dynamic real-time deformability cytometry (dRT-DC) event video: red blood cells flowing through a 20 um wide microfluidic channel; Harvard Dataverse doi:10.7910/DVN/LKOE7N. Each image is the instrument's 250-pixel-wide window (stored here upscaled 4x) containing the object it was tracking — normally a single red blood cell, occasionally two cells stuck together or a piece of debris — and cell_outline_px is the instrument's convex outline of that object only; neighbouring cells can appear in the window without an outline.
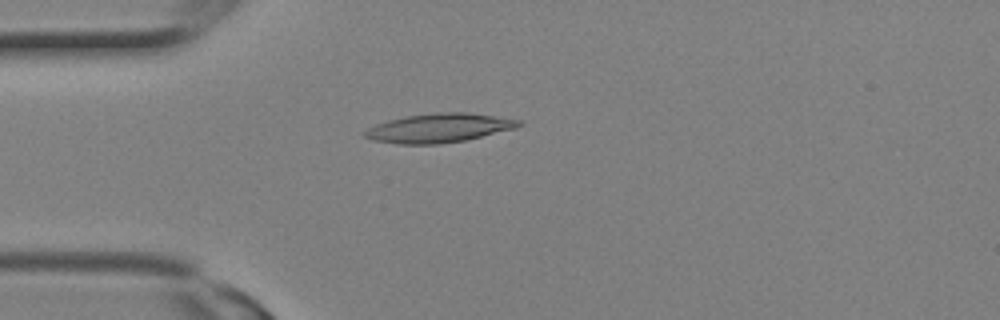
{"species": "Egyptian fruit bat (a non-hibernating species)", "species_latin": "Rousettus aegyptiacus", "temperature_condition": "room temperature", "stored_images_in_passage": 5, "camera_frame_rate_fps": 3000, "um_per_image_px": 0.085, "animal": {"sex": "female"}, "frame": {"image": 1, "passage_image": 1, "time_ms": 0.0, "image_size_px": [1000, 320], "cell_outline_px": [[524, 124], [516, 128], [464, 140], [440, 144], [396, 144], [372, 140], [364, 136], [360, 132], [376, 124], [388, 120], [408, 116], [436, 112], [468, 112], [520, 120]], "centroid_in_image_um": [37.27, 10.88], "position_along_channel_um": 47.7, "area_um2": 26.01}}
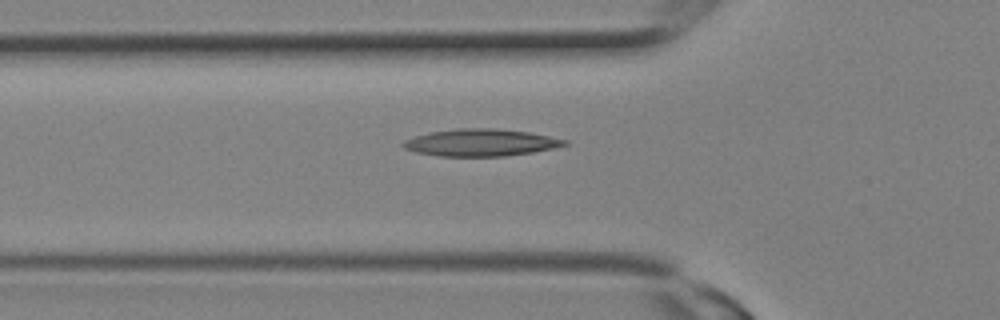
{"frame": {"image": 2, "passage_image": 3, "time_ms": 0.667, "image_size_px": [1000, 320], "cell_outline_px": [[568, 144], [552, 148], [532, 152], [504, 156], [440, 156], [416, 152], [404, 148], [400, 144], [404, 140], [428, 132], [456, 128], [492, 128], [528, 132], [568, 140]], "centroid_in_image_um": [40.82, 12.11], "position_along_channel_um": 85.0, "area_um2": 25.37}}
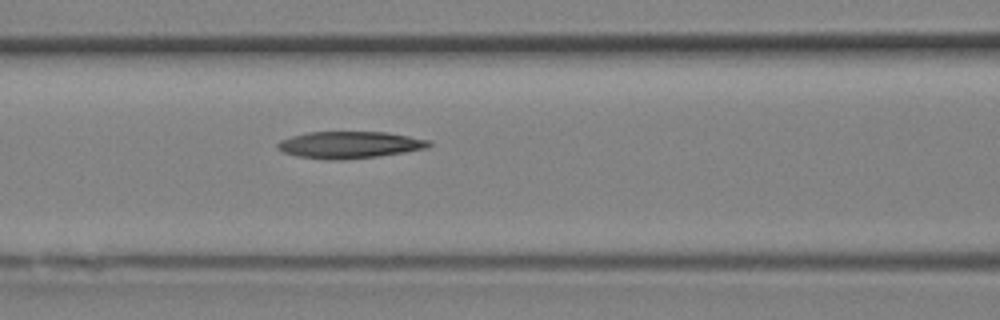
{"frame": {"image": 3, "passage_image": 5, "time_ms": 1.333, "image_size_px": [1000, 320], "cell_outline_px": [[432, 144], [428, 148], [404, 152], [376, 156], [344, 160], [328, 160], [296, 156], [284, 152], [276, 148], [276, 144], [280, 140], [292, 136], [308, 132], [388, 132], [428, 140]], "centroid_in_image_um": [29.68, 12.31], "position_along_channel_um": 136.9, "area_um2": 23.7}}